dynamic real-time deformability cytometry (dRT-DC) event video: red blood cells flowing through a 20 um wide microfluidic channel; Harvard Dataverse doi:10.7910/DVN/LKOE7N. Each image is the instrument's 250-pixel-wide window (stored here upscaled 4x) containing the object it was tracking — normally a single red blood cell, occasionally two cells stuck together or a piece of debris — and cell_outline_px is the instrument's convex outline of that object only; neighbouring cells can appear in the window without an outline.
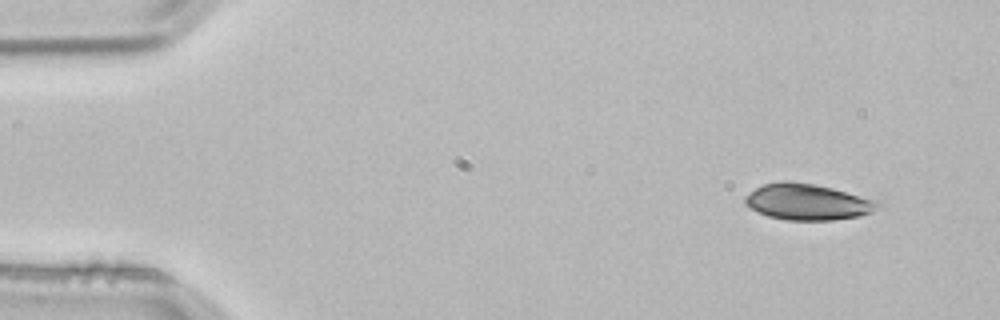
{"species": "common noctule bat (a hibernating species)", "species_latin": "Nyctalus noctula", "temperature_condition": "room temperature", "stored_images_in_passage": 3, "camera_frame_rate_fps": 3000, "um_per_image_px": 0.085, "animal": {"sex": "male", "body_mass_g": 21.5, "forearm_length_mm": 52.0}, "frame": {"image": 1, "passage_image": 3, "time_ms": 0.667, "image_size_px": [1000, 320], "cell_outline_px": [[884, 204], [872, 212], [860, 216], [832, 220], [784, 220], [768, 216], [744, 204], [744, 196], [756, 188], [764, 184], [812, 184], [832, 188], [880, 200]], "centroid_in_image_um": [68.74, 17.21], "position_along_channel_um": 16.3, "area_um2": 27.4}}